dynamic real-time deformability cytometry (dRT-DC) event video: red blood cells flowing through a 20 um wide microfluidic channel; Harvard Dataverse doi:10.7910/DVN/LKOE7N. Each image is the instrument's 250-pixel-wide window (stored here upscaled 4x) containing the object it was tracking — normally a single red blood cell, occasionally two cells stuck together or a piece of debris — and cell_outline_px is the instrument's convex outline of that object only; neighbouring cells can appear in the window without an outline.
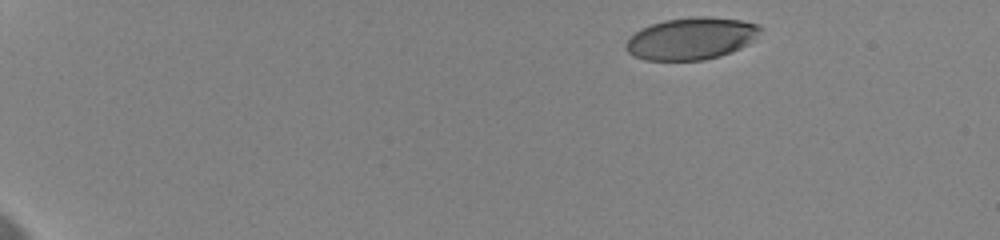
{"species": "human", "species_latin": "Homo sapiens", "temperature_condition": "cold", "stored_images_in_passage": 22, "camera_frame_rate_fps": 3000, "um_per_image_px": 0.085, "donor": {"sex": "female"}, "frame": {"image": 1, "passage_image": 1, "time_ms": 0.0, "image_size_px": [1000, 240], "cell_outline_px": [[764, 28], [748, 44], [732, 52], [720, 56], [704, 60], [644, 60], [632, 56], [624, 48], [624, 44], [640, 28], [664, 20], [692, 16], [708, 16], [740, 20], [756, 24]], "centroid_in_image_um": [58.74, 3.27], "position_along_channel_um": 26.3, "area_um2": 33.12}}
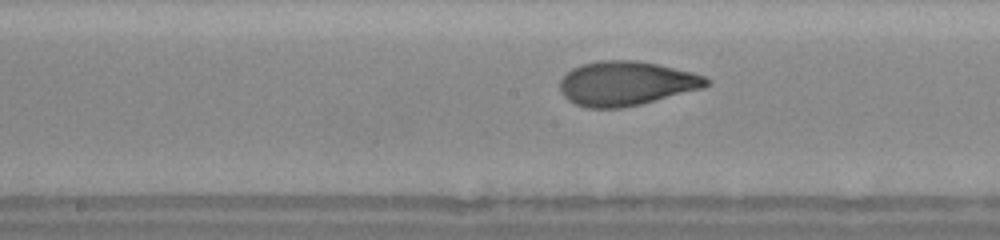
{"frame": {"image": 2, "passage_image": 16, "time_ms": 8.333, "image_size_px": [1000, 240], "cell_outline_px": [[712, 84], [704, 88], [640, 104], [620, 108], [588, 108], [576, 104], [568, 100], [560, 92], [560, 80], [572, 68], [580, 64], [600, 60], [636, 60], [660, 64], [692, 72], [704, 76]], "centroid_in_image_um": [53.23, 7.08], "position_along_channel_um": 195.0, "area_um2": 37.97}}
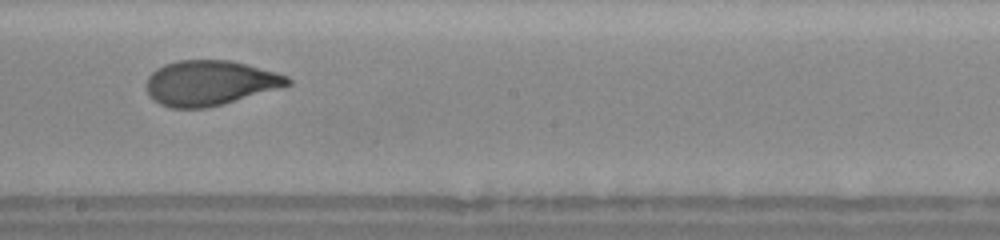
{"frame": {"image": 3, "passage_image": 18, "time_ms": 9.333, "image_size_px": [1000, 240], "cell_outline_px": [[292, 84], [224, 104], [204, 108], [172, 108], [160, 104], [148, 96], [144, 84], [148, 76], [156, 68], [164, 64], [176, 60], [228, 60], [276, 72], [288, 76], [292, 80]], "centroid_in_image_um": [17.79, 7.05], "position_along_channel_um": 230.4, "area_um2": 37.17}}